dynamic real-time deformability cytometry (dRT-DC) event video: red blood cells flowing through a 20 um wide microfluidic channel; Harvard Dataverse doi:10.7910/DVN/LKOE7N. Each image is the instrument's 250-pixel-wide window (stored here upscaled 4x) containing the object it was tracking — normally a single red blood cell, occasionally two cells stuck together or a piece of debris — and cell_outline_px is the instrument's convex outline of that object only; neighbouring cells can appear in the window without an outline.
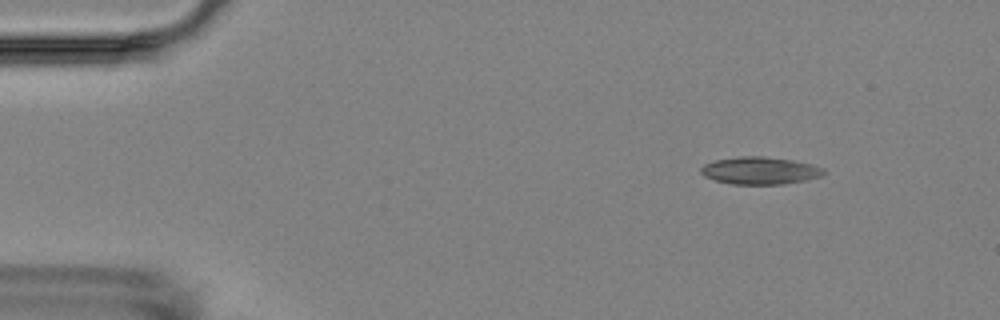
{"species": "Egyptian fruit bat (a non-hibernating species)", "species_latin": "Rousettus aegyptiacus", "temperature_condition": "room temperature", "stored_images_in_passage": 4, "camera_frame_rate_fps": 3000, "um_per_image_px": 0.085, "animal": {"sex": "female"}, "frame": {"image": 1, "passage_image": 1, "time_ms": 0.0, "image_size_px": [1000, 320], "cell_outline_px": [[824, 172], [820, 176], [804, 180], [780, 184], [732, 184], [716, 180], [704, 176], [700, 172], [700, 168], [704, 164], [716, 160], [740, 156], [764, 156], [792, 160], [812, 164], [824, 168]], "centroid_in_image_um": [64.57, 14.49], "position_along_channel_um": 20.4, "area_um2": 19.42}}